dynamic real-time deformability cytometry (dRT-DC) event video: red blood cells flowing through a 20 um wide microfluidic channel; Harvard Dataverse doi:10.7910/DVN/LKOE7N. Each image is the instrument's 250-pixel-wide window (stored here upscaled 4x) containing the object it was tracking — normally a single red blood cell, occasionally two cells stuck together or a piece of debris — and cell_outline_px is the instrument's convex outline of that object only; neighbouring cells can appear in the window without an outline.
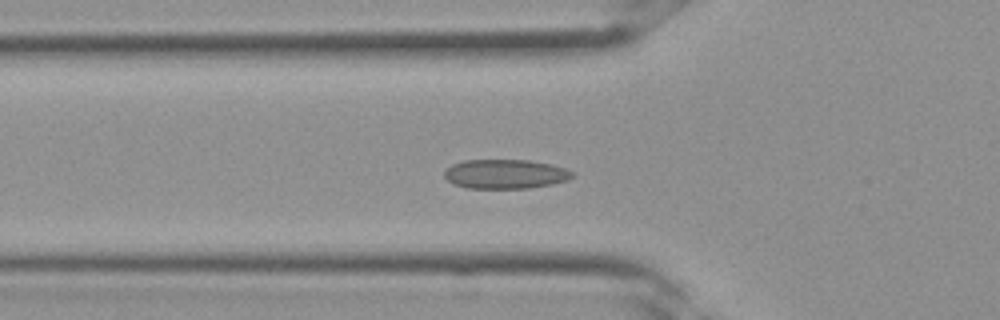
{"species": "Egyptian fruit bat (a non-hibernating species)", "species_latin": "Rousettus aegyptiacus", "temperature_condition": "room temperature", "stored_images_in_passage": 30, "camera_frame_rate_fps": 3000, "um_per_image_px": 0.085, "frame": {"image": 1, "passage_image": 11, "time_ms": 3.333, "image_size_px": [1000, 320], "cell_outline_px": [[572, 176], [568, 180], [552, 184], [528, 188], [468, 188], [452, 184], [444, 176], [444, 172], [452, 164], [464, 160], [528, 160], [552, 164], [564, 168], [572, 172]], "centroid_in_image_um": [42.93, 14.79], "position_along_channel_um": 82.9, "area_um2": 21.79}}
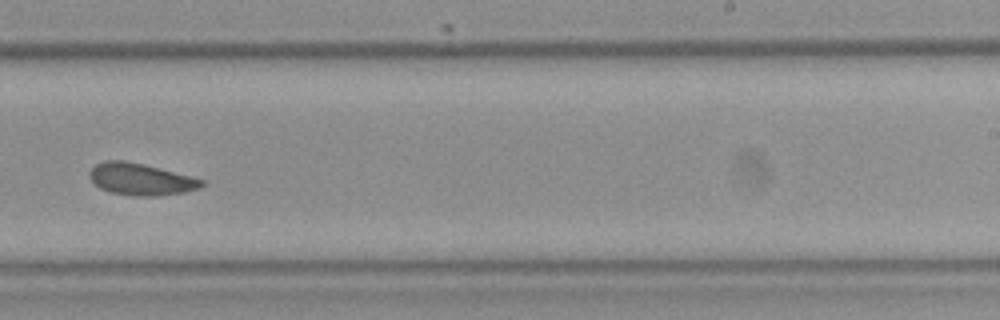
{"frame": {"image": 2, "passage_image": 21, "time_ms": 6.667, "image_size_px": [1000, 320], "cell_outline_px": [[204, 184], [200, 188], [184, 192], [152, 196], [136, 196], [112, 192], [100, 188], [88, 176], [88, 172], [96, 164], [104, 160], [124, 160], [144, 164], [204, 180]], "centroid_in_image_um": [11.94, 15.22], "position_along_channel_um": 277.1, "area_um2": 20.58}}
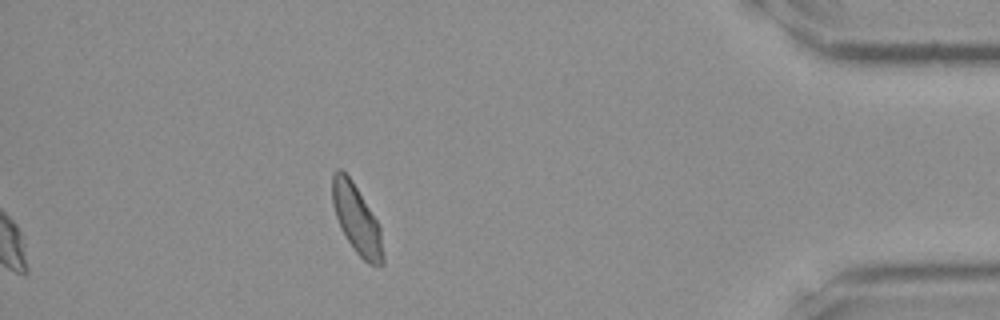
{"frame": {"image": 3, "passage_image": 30, "time_ms": 9.667, "image_size_px": [1000, 320], "cell_outline_px": [[384, 264], [368, 264], [356, 252], [340, 228], [332, 204], [332, 172], [336, 168], [340, 168], [352, 180], [376, 220], [380, 228], [384, 256]], "centroid_in_image_um": [30.29, 18.62], "position_along_channel_um": 404.9, "area_um2": 20.11}}